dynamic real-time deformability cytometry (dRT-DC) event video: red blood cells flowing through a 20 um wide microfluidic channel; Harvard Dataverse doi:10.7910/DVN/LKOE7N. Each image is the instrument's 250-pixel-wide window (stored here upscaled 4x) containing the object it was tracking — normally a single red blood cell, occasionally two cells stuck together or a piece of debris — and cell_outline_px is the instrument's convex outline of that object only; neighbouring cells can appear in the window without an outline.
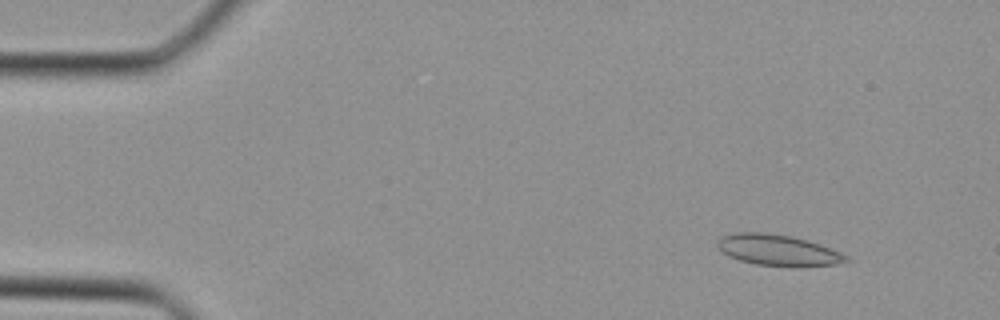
{"species": "Egyptian fruit bat (a non-hibernating species)", "species_latin": "Rousettus aegyptiacus", "temperature_condition": "cold", "stored_images_in_passage": 35, "camera_frame_rate_fps": 3000, "um_per_image_px": 0.085, "animal": {"sex": "female"}, "frame": {"image": 1, "passage_image": 3, "time_ms": 0.667, "image_size_px": [1000, 320], "cell_outline_px": [[852, 260], [836, 264], [756, 264], [740, 260], [728, 256], [716, 244], [716, 240], [720, 236], [736, 232], [768, 232], [792, 236], [840, 252], [848, 256]], "centroid_in_image_um": [66.03, 21.21], "position_along_channel_um": 19.0, "area_um2": 22.31}}
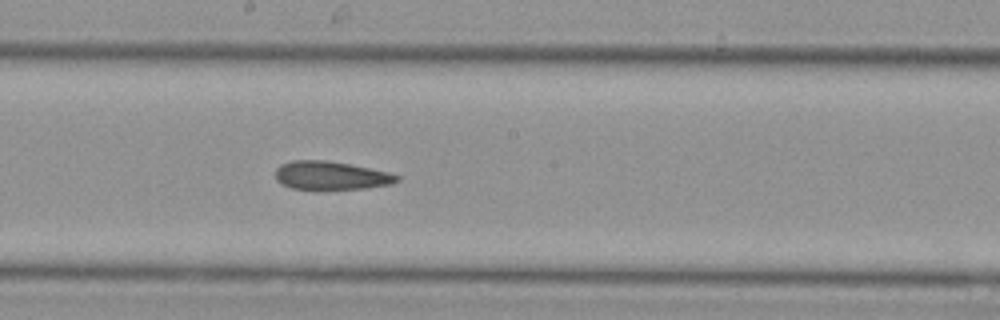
{"frame": {"image": 2, "passage_image": 20, "time_ms": 6.333, "image_size_px": [1000, 320], "cell_outline_px": [[400, 180], [392, 184], [364, 188], [316, 192], [292, 188], [276, 180], [276, 168], [280, 164], [292, 160], [324, 160], [348, 164], [388, 172], [400, 176]], "centroid_in_image_um": [28.1, 14.96], "position_along_channel_um": 220.1, "area_um2": 20.69}}
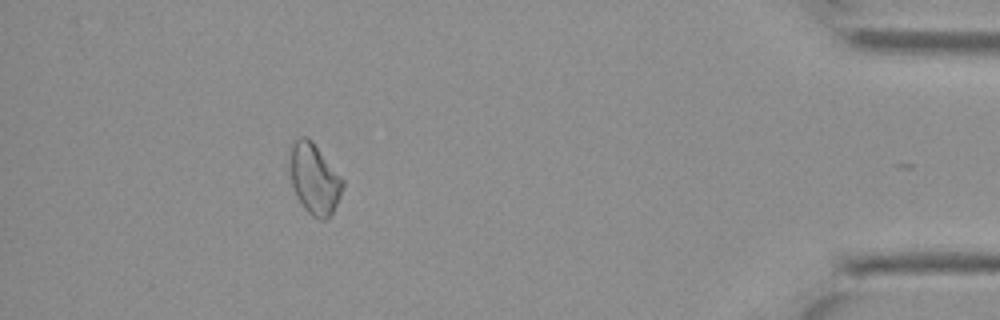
{"frame": {"image": 3, "passage_image": 34, "time_ms": 11.0, "image_size_px": [1000, 320], "cell_outline_px": [[344, 184], [340, 196], [332, 212], [324, 220], [320, 220], [312, 216], [304, 208], [296, 196], [292, 184], [288, 168], [288, 152], [292, 140], [300, 136], [304, 136], [312, 140], [344, 180]], "centroid_in_image_um": [26.66, 15.14], "position_along_channel_um": 408.5, "area_um2": 22.14}}